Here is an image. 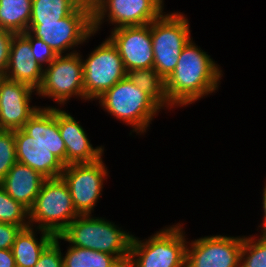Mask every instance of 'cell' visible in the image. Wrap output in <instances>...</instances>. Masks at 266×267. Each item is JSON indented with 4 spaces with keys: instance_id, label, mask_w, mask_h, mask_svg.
Wrapping results in <instances>:
<instances>
[{
    "instance_id": "obj_14",
    "label": "cell",
    "mask_w": 266,
    "mask_h": 267,
    "mask_svg": "<svg viewBox=\"0 0 266 267\" xmlns=\"http://www.w3.org/2000/svg\"><path fill=\"white\" fill-rule=\"evenodd\" d=\"M28 84L0 77V129L19 130L39 109L30 106L32 93Z\"/></svg>"
},
{
    "instance_id": "obj_33",
    "label": "cell",
    "mask_w": 266,
    "mask_h": 267,
    "mask_svg": "<svg viewBox=\"0 0 266 267\" xmlns=\"http://www.w3.org/2000/svg\"><path fill=\"white\" fill-rule=\"evenodd\" d=\"M264 192H263V212H264V223L262 224V227L264 228L262 231H261V233H263L262 234V236H264V237H266V185H265V187H264Z\"/></svg>"
},
{
    "instance_id": "obj_4",
    "label": "cell",
    "mask_w": 266,
    "mask_h": 267,
    "mask_svg": "<svg viewBox=\"0 0 266 267\" xmlns=\"http://www.w3.org/2000/svg\"><path fill=\"white\" fill-rule=\"evenodd\" d=\"M183 232L178 223L155 233L145 242L133 235L126 267H185L189 242Z\"/></svg>"
},
{
    "instance_id": "obj_19",
    "label": "cell",
    "mask_w": 266,
    "mask_h": 267,
    "mask_svg": "<svg viewBox=\"0 0 266 267\" xmlns=\"http://www.w3.org/2000/svg\"><path fill=\"white\" fill-rule=\"evenodd\" d=\"M45 180L46 178L38 171L16 162L0 182V185L8 195L29 210Z\"/></svg>"
},
{
    "instance_id": "obj_6",
    "label": "cell",
    "mask_w": 266,
    "mask_h": 267,
    "mask_svg": "<svg viewBox=\"0 0 266 267\" xmlns=\"http://www.w3.org/2000/svg\"><path fill=\"white\" fill-rule=\"evenodd\" d=\"M189 21L180 12L162 14L150 23L153 68L166 80L174 71L183 47L191 40Z\"/></svg>"
},
{
    "instance_id": "obj_26",
    "label": "cell",
    "mask_w": 266,
    "mask_h": 267,
    "mask_svg": "<svg viewBox=\"0 0 266 267\" xmlns=\"http://www.w3.org/2000/svg\"><path fill=\"white\" fill-rule=\"evenodd\" d=\"M240 267H266V237H243Z\"/></svg>"
},
{
    "instance_id": "obj_8",
    "label": "cell",
    "mask_w": 266,
    "mask_h": 267,
    "mask_svg": "<svg viewBox=\"0 0 266 267\" xmlns=\"http://www.w3.org/2000/svg\"><path fill=\"white\" fill-rule=\"evenodd\" d=\"M37 95L53 98L60 105L66 104L72 96L85 97L83 84V63L80 53L58 55L48 67L43 69V78L36 90Z\"/></svg>"
},
{
    "instance_id": "obj_22",
    "label": "cell",
    "mask_w": 266,
    "mask_h": 267,
    "mask_svg": "<svg viewBox=\"0 0 266 267\" xmlns=\"http://www.w3.org/2000/svg\"><path fill=\"white\" fill-rule=\"evenodd\" d=\"M85 0H32L29 24L57 22L73 13Z\"/></svg>"
},
{
    "instance_id": "obj_17",
    "label": "cell",
    "mask_w": 266,
    "mask_h": 267,
    "mask_svg": "<svg viewBox=\"0 0 266 267\" xmlns=\"http://www.w3.org/2000/svg\"><path fill=\"white\" fill-rule=\"evenodd\" d=\"M5 78L28 84L38 89L43 78V67L36 61L30 42L22 35L13 37Z\"/></svg>"
},
{
    "instance_id": "obj_28",
    "label": "cell",
    "mask_w": 266,
    "mask_h": 267,
    "mask_svg": "<svg viewBox=\"0 0 266 267\" xmlns=\"http://www.w3.org/2000/svg\"><path fill=\"white\" fill-rule=\"evenodd\" d=\"M22 35L30 42L35 61L43 67L44 63L50 64L58 56L53 49L40 38L34 37L29 31Z\"/></svg>"
},
{
    "instance_id": "obj_32",
    "label": "cell",
    "mask_w": 266,
    "mask_h": 267,
    "mask_svg": "<svg viewBox=\"0 0 266 267\" xmlns=\"http://www.w3.org/2000/svg\"><path fill=\"white\" fill-rule=\"evenodd\" d=\"M0 267H16L11 249H0Z\"/></svg>"
},
{
    "instance_id": "obj_30",
    "label": "cell",
    "mask_w": 266,
    "mask_h": 267,
    "mask_svg": "<svg viewBox=\"0 0 266 267\" xmlns=\"http://www.w3.org/2000/svg\"><path fill=\"white\" fill-rule=\"evenodd\" d=\"M15 35L16 34L11 31L0 29V77L5 76L11 43Z\"/></svg>"
},
{
    "instance_id": "obj_18",
    "label": "cell",
    "mask_w": 266,
    "mask_h": 267,
    "mask_svg": "<svg viewBox=\"0 0 266 267\" xmlns=\"http://www.w3.org/2000/svg\"><path fill=\"white\" fill-rule=\"evenodd\" d=\"M48 149L66 166V148L58 128V108H39L21 128Z\"/></svg>"
},
{
    "instance_id": "obj_23",
    "label": "cell",
    "mask_w": 266,
    "mask_h": 267,
    "mask_svg": "<svg viewBox=\"0 0 266 267\" xmlns=\"http://www.w3.org/2000/svg\"><path fill=\"white\" fill-rule=\"evenodd\" d=\"M63 267H126L116 256L91 249L70 246Z\"/></svg>"
},
{
    "instance_id": "obj_12",
    "label": "cell",
    "mask_w": 266,
    "mask_h": 267,
    "mask_svg": "<svg viewBox=\"0 0 266 267\" xmlns=\"http://www.w3.org/2000/svg\"><path fill=\"white\" fill-rule=\"evenodd\" d=\"M189 244L185 267H240L243 236L213 235Z\"/></svg>"
},
{
    "instance_id": "obj_31",
    "label": "cell",
    "mask_w": 266,
    "mask_h": 267,
    "mask_svg": "<svg viewBox=\"0 0 266 267\" xmlns=\"http://www.w3.org/2000/svg\"><path fill=\"white\" fill-rule=\"evenodd\" d=\"M21 229L19 225L0 222V249H11Z\"/></svg>"
},
{
    "instance_id": "obj_13",
    "label": "cell",
    "mask_w": 266,
    "mask_h": 267,
    "mask_svg": "<svg viewBox=\"0 0 266 267\" xmlns=\"http://www.w3.org/2000/svg\"><path fill=\"white\" fill-rule=\"evenodd\" d=\"M108 39L117 48L126 71L153 68L150 24L113 29Z\"/></svg>"
},
{
    "instance_id": "obj_29",
    "label": "cell",
    "mask_w": 266,
    "mask_h": 267,
    "mask_svg": "<svg viewBox=\"0 0 266 267\" xmlns=\"http://www.w3.org/2000/svg\"><path fill=\"white\" fill-rule=\"evenodd\" d=\"M34 267H63V255L59 246V235L44 249Z\"/></svg>"
},
{
    "instance_id": "obj_11",
    "label": "cell",
    "mask_w": 266,
    "mask_h": 267,
    "mask_svg": "<svg viewBox=\"0 0 266 267\" xmlns=\"http://www.w3.org/2000/svg\"><path fill=\"white\" fill-rule=\"evenodd\" d=\"M108 171L102 158L93 163L69 164L61 178L67 184L72 202L79 215H90L102 195Z\"/></svg>"
},
{
    "instance_id": "obj_9",
    "label": "cell",
    "mask_w": 266,
    "mask_h": 267,
    "mask_svg": "<svg viewBox=\"0 0 266 267\" xmlns=\"http://www.w3.org/2000/svg\"><path fill=\"white\" fill-rule=\"evenodd\" d=\"M83 63L85 97L95 100L127 76L117 48L107 38L94 49Z\"/></svg>"
},
{
    "instance_id": "obj_3",
    "label": "cell",
    "mask_w": 266,
    "mask_h": 267,
    "mask_svg": "<svg viewBox=\"0 0 266 267\" xmlns=\"http://www.w3.org/2000/svg\"><path fill=\"white\" fill-rule=\"evenodd\" d=\"M104 110L132 126V132H146L161 107L127 76L97 98Z\"/></svg>"
},
{
    "instance_id": "obj_27",
    "label": "cell",
    "mask_w": 266,
    "mask_h": 267,
    "mask_svg": "<svg viewBox=\"0 0 266 267\" xmlns=\"http://www.w3.org/2000/svg\"><path fill=\"white\" fill-rule=\"evenodd\" d=\"M16 162L14 131L0 130V182Z\"/></svg>"
},
{
    "instance_id": "obj_21",
    "label": "cell",
    "mask_w": 266,
    "mask_h": 267,
    "mask_svg": "<svg viewBox=\"0 0 266 267\" xmlns=\"http://www.w3.org/2000/svg\"><path fill=\"white\" fill-rule=\"evenodd\" d=\"M32 0H0V29L22 34L28 31Z\"/></svg>"
},
{
    "instance_id": "obj_16",
    "label": "cell",
    "mask_w": 266,
    "mask_h": 267,
    "mask_svg": "<svg viewBox=\"0 0 266 267\" xmlns=\"http://www.w3.org/2000/svg\"><path fill=\"white\" fill-rule=\"evenodd\" d=\"M17 162L38 171L46 179L61 176L65 165L48 149L22 129L14 131Z\"/></svg>"
},
{
    "instance_id": "obj_24",
    "label": "cell",
    "mask_w": 266,
    "mask_h": 267,
    "mask_svg": "<svg viewBox=\"0 0 266 267\" xmlns=\"http://www.w3.org/2000/svg\"><path fill=\"white\" fill-rule=\"evenodd\" d=\"M127 78L148 94L161 108L163 106L172 108L167 99L165 80L154 68L129 70Z\"/></svg>"
},
{
    "instance_id": "obj_15",
    "label": "cell",
    "mask_w": 266,
    "mask_h": 267,
    "mask_svg": "<svg viewBox=\"0 0 266 267\" xmlns=\"http://www.w3.org/2000/svg\"><path fill=\"white\" fill-rule=\"evenodd\" d=\"M58 128L66 148V165L93 163L102 158L104 148H93L83 127L61 109H58Z\"/></svg>"
},
{
    "instance_id": "obj_5",
    "label": "cell",
    "mask_w": 266,
    "mask_h": 267,
    "mask_svg": "<svg viewBox=\"0 0 266 267\" xmlns=\"http://www.w3.org/2000/svg\"><path fill=\"white\" fill-rule=\"evenodd\" d=\"M79 214L74 208L67 184L61 177L44 181L33 206L29 209V224L37 229L59 235Z\"/></svg>"
},
{
    "instance_id": "obj_2",
    "label": "cell",
    "mask_w": 266,
    "mask_h": 267,
    "mask_svg": "<svg viewBox=\"0 0 266 267\" xmlns=\"http://www.w3.org/2000/svg\"><path fill=\"white\" fill-rule=\"evenodd\" d=\"M132 236L106 219L79 215L59 234V239L74 247L112 254L126 266Z\"/></svg>"
},
{
    "instance_id": "obj_7",
    "label": "cell",
    "mask_w": 266,
    "mask_h": 267,
    "mask_svg": "<svg viewBox=\"0 0 266 267\" xmlns=\"http://www.w3.org/2000/svg\"><path fill=\"white\" fill-rule=\"evenodd\" d=\"M28 31L49 45L57 55H62L84 43L92 34L94 36L91 2L85 0L73 13L57 22L29 24Z\"/></svg>"
},
{
    "instance_id": "obj_25",
    "label": "cell",
    "mask_w": 266,
    "mask_h": 267,
    "mask_svg": "<svg viewBox=\"0 0 266 267\" xmlns=\"http://www.w3.org/2000/svg\"><path fill=\"white\" fill-rule=\"evenodd\" d=\"M26 219H29V210L8 195L0 185V222L26 228L30 226Z\"/></svg>"
},
{
    "instance_id": "obj_1",
    "label": "cell",
    "mask_w": 266,
    "mask_h": 267,
    "mask_svg": "<svg viewBox=\"0 0 266 267\" xmlns=\"http://www.w3.org/2000/svg\"><path fill=\"white\" fill-rule=\"evenodd\" d=\"M210 55L190 40L182 49L178 63L165 80L171 106H186L218 89L222 70Z\"/></svg>"
},
{
    "instance_id": "obj_20",
    "label": "cell",
    "mask_w": 266,
    "mask_h": 267,
    "mask_svg": "<svg viewBox=\"0 0 266 267\" xmlns=\"http://www.w3.org/2000/svg\"><path fill=\"white\" fill-rule=\"evenodd\" d=\"M34 228H22L15 238L11 248L16 267H34L44 249L55 239L52 233L39 229L42 236L35 237Z\"/></svg>"
},
{
    "instance_id": "obj_10",
    "label": "cell",
    "mask_w": 266,
    "mask_h": 267,
    "mask_svg": "<svg viewBox=\"0 0 266 267\" xmlns=\"http://www.w3.org/2000/svg\"><path fill=\"white\" fill-rule=\"evenodd\" d=\"M163 0H92L93 33L100 28L105 15L113 29L148 25L163 14ZM108 12V13H107Z\"/></svg>"
}]
</instances>
